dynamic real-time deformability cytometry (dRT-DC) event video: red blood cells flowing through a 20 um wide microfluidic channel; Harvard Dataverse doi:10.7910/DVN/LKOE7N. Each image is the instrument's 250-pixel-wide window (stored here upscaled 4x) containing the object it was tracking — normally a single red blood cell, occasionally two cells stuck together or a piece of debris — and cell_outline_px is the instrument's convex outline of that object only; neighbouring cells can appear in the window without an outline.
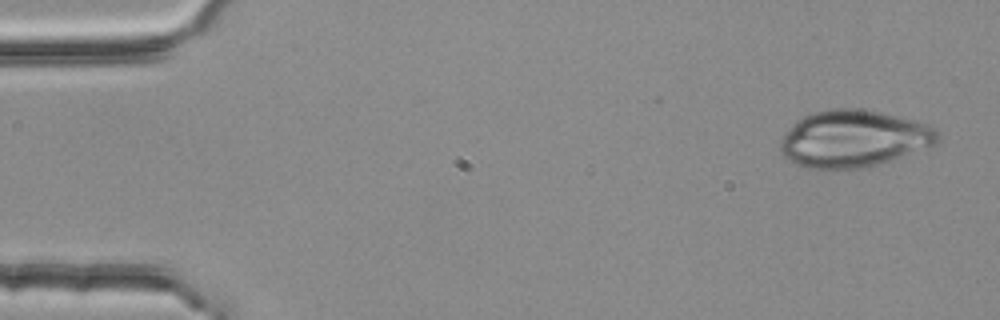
{"species": "common noctule bat (a hibernating species)", "species_latin": "Nyctalus noctula", "temperature_condition": "room temperature", "stored_images_in_passage": 4, "segment_of_instrument_passage": [1, 2], "camera_frame_rate_fps": 3000, "um_per_image_px": 0.085, "animal": {"sex": "female", "body_mass_g": 25.1}, "frame": {"image": 1, "passage_image": 1, "time_ms": 0.0, "image_size_px": [1000, 320], "cell_outline_px": [[940, 136], [932, 144], [888, 160], [876, 164], [856, 168], [808, 168], [796, 164], [788, 160], [780, 152], [780, 140], [792, 124], [796, 120], [812, 112], [832, 108], [856, 108], [880, 112], [928, 124], [936, 128], [940, 132]], "centroid_in_image_um": [72.48, 11.76], "position_along_channel_um": 12.5, "area_um2": 51.44}}